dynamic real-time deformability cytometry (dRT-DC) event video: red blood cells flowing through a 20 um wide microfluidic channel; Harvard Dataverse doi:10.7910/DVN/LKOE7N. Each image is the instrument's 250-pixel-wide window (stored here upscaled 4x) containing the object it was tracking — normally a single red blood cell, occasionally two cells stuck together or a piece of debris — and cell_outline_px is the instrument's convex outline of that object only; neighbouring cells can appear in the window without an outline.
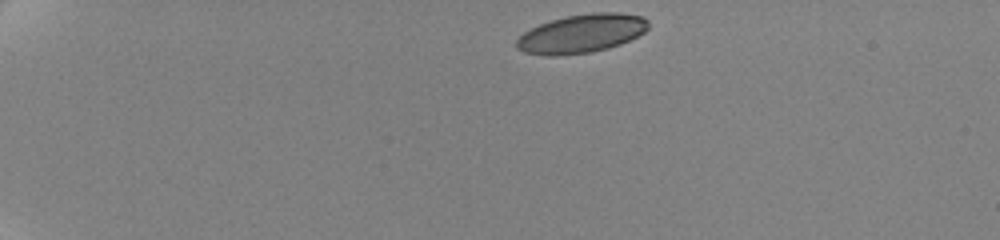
{"species": "human", "species_latin": "Homo sapiens", "temperature_condition": "cold", "stored_images_in_passage": 29, "camera_frame_rate_fps": 3000, "um_per_image_px": 0.085, "donor": {"sex": "female"}, "frame": {"image": 1, "passage_image": 1, "time_ms": 0.0, "image_size_px": [1000, 240], "cell_outline_px": [[648, 28], [644, 32], [620, 44], [608, 48], [592, 52], [556, 56], [548, 56], [524, 52], [516, 48], [516, 40], [524, 32], [540, 24], [552, 20], [568, 16], [592, 12], [620, 12], [644, 16], [648, 20]], "centroid_in_image_um": [49.44, 2.85], "position_along_channel_um": 35.6, "area_um2": 29.65}}
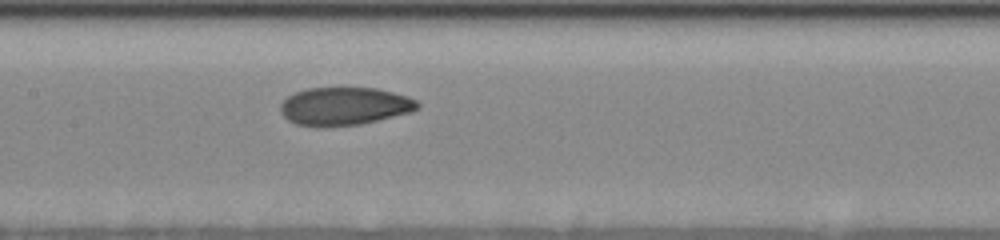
{"frame": {"image": 2, "passage_image": 14, "time_ms": 6.667, "image_size_px": [1000, 240], "cell_outline_px": [[420, 108], [412, 112], [360, 124], [296, 124], [288, 120], [280, 112], [280, 104], [288, 96], [296, 92], [308, 88], [376, 88], [408, 96], [416, 100], [420, 104]], "centroid_in_image_um": [29.32, 8.99], "position_along_channel_um": 178.1, "area_um2": 29.65}}
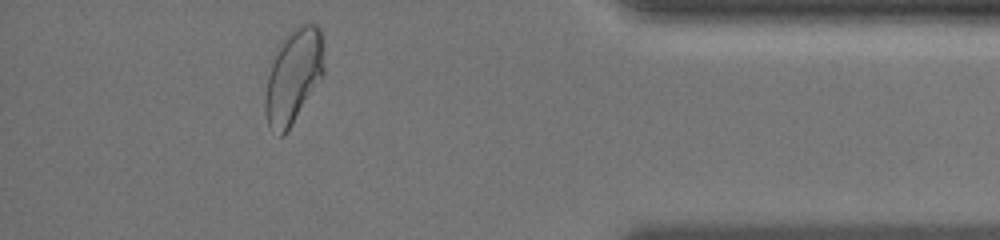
{"frame": {"image": 3, "passage_image": 26, "time_ms": 14.0, "image_size_px": [1000, 240], "cell_outline_px": [[324, 72], [320, 80], [292, 124], [284, 136], [280, 136], [268, 128], [264, 112], [264, 96], [268, 60], [280, 40], [292, 28], [304, 24], [316, 24], [320, 28], [324, 68]], "centroid_in_image_um": [24.86, 6.46], "position_along_channel_um": 410.3, "area_um2": 33.18}, "authors_computed_cell_mechanics": {"area_um2": 30.634, "velocity_mm_per_s": 3.5062, "shape_relaxation_time_tau1_ms": 5.7252, "shape_relaxation_time_tau2_ms": 2.1336, "deformation_change_tau1": 0.1382, "deformation_change_tau2": 0.0626}}